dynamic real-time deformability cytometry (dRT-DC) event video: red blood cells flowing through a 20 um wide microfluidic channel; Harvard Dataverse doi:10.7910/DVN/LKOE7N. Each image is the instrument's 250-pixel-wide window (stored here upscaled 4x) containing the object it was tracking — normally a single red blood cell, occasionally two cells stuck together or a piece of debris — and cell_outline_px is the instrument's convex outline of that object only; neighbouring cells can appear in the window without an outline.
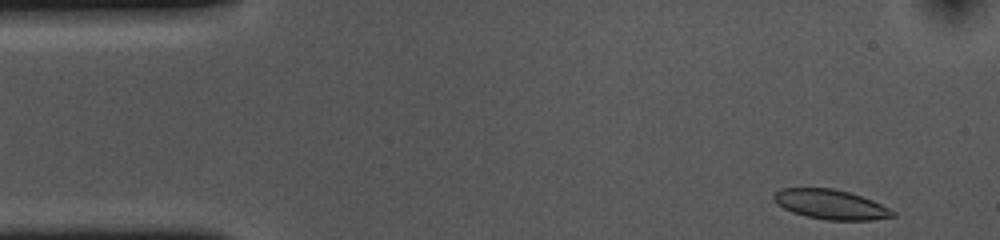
{"species": "common noctule bat (a hibernating species)", "species_latin": "Nyctalus noctula", "temperature_condition": "cold", "stored_images_in_passage": 44, "camera_frame_rate_fps": 3000, "um_per_image_px": 0.085, "animal": {"sex": "female", "body_mass_g": 10.0, "forearm_length_mm": 53.1}, "frame": {"image": 1, "passage_image": 1, "time_ms": 0.0, "image_size_px": [1000, 240], "cell_outline_px": [[896, 216], [872, 220], [824, 220], [792, 212], [776, 204], [772, 196], [780, 188], [832, 188], [848, 192], [872, 200], [896, 212]], "centroid_in_image_um": [70.59, 17.38], "position_along_channel_um": 14.4, "area_um2": 20.46}}
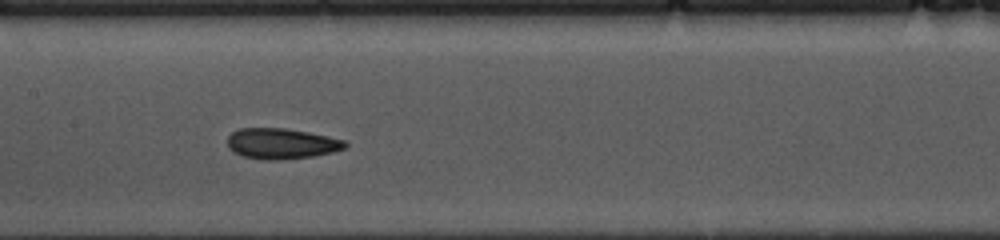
{"frame": {"image": 2, "passage_image": 22, "time_ms": 7.0, "image_size_px": [1000, 240], "cell_outline_px": [[348, 144], [344, 148], [332, 152], [312, 156], [276, 160], [268, 160], [244, 156], [228, 148], [228, 136], [232, 132], [240, 128], [284, 128], [308, 132], [328, 136], [344, 140]], "centroid_in_image_um": [23.92, 12.19], "position_along_channel_um": 183.5, "area_um2": 20.75}}
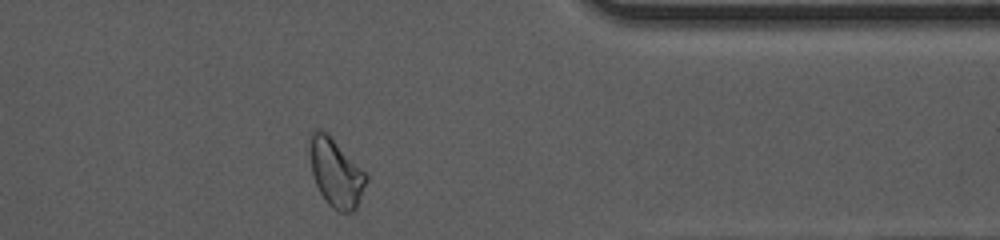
{"frame": {"image": 3, "passage_image": 40, "time_ms": 13.0, "image_size_px": [1000, 240], "cell_outline_px": [[368, 180], [356, 212], [340, 212], [332, 208], [324, 200], [312, 176], [308, 152], [308, 144], [312, 132], [316, 128], [320, 128], [328, 132], [368, 172]], "centroid_in_image_um": [28.57, 14.65], "position_along_channel_um": 382.8, "area_um2": 23.58}, "authors_computed_cell_mechanics": {"area_um2": 20.808, "velocity_mm_per_s": 3.6253, "shape_relaxation_time_tau1_ms": 9.5844, "shape_relaxation_time_tau2_ms": 2.7189, "deformation_change_tau1": 0.1926, "deformation_change_tau2": 0.0746}}